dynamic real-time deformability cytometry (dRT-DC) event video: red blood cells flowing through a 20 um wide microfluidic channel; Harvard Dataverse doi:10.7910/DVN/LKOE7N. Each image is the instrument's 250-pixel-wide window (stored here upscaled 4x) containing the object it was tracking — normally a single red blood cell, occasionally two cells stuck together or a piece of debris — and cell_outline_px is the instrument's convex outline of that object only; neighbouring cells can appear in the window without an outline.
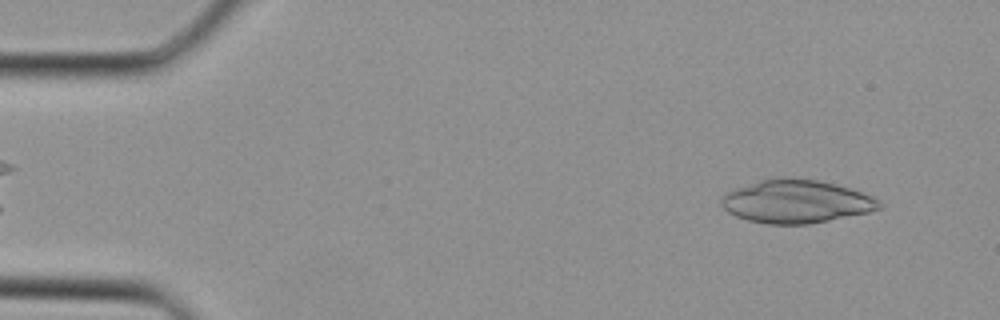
{"species": "Egyptian fruit bat (a non-hibernating species)", "species_latin": "Rousettus aegyptiacus", "temperature_condition": "cold", "stored_images_in_passage": 13, "camera_frame_rate_fps": 3000, "um_per_image_px": 0.085, "animal": {"sex": "female"}, "frame": {"image": 1, "passage_image": 1, "time_ms": 0.0, "image_size_px": [1000, 320], "cell_outline_px": [[884, 204], [880, 208], [868, 212], [808, 224], [768, 224], [748, 220], [736, 216], [728, 212], [724, 208], [720, 200], [720, 196], [724, 192], [736, 188], [764, 180], [784, 176], [816, 180], [848, 188], [872, 196], [880, 200]], "centroid_in_image_um": [67.65, 17.13], "position_along_channel_um": 17.3, "area_um2": 39.42}}